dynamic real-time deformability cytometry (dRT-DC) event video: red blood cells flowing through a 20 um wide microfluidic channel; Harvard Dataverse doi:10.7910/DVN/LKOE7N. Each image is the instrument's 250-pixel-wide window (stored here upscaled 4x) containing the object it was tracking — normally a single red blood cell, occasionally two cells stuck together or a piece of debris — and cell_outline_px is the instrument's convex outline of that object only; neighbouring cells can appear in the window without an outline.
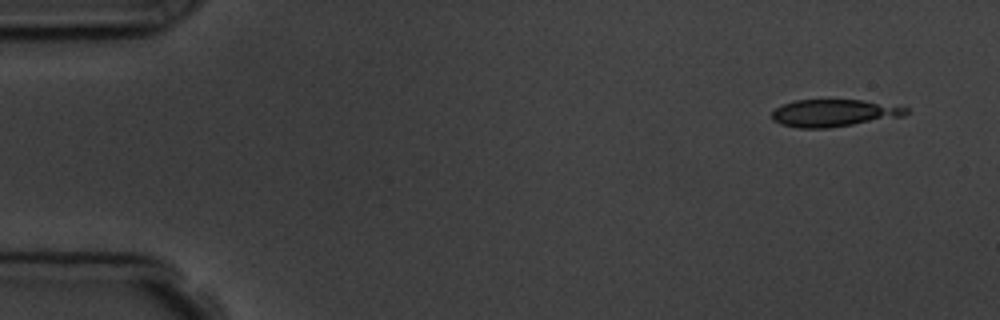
{"species": "common noctule bat (a hibernating species)", "species_latin": "Nyctalus noctula", "temperature_condition": "room temperature", "stored_images_in_passage": 5, "camera_frame_rate_fps": 3000, "um_per_image_px": 0.085, "animal": {"sex": "male", "body_mass_g": 19.5, "forearm_length_mm": 54.6}, "frame": {"image": 1, "passage_image": 1, "time_ms": 0.0, "image_size_px": [1000, 320], "cell_outline_px": [[912, 112], [904, 116], [828, 128], [796, 128], [780, 124], [772, 120], [772, 112], [776, 108], [784, 104], [796, 100], [860, 100], [908, 108]], "centroid_in_image_um": [70.86, 9.62], "position_along_channel_um": 14.1, "area_um2": 21.15}}